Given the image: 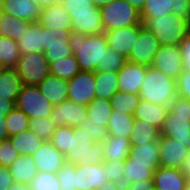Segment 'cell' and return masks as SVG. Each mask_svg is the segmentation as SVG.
<instances>
[{"mask_svg":"<svg viewBox=\"0 0 190 190\" xmlns=\"http://www.w3.org/2000/svg\"><path fill=\"white\" fill-rule=\"evenodd\" d=\"M69 45L81 71L96 72L99 67H103L104 53L108 48L105 33L85 35L72 31Z\"/></svg>","mask_w":190,"mask_h":190,"instance_id":"6da1fadb","label":"cell"},{"mask_svg":"<svg viewBox=\"0 0 190 190\" xmlns=\"http://www.w3.org/2000/svg\"><path fill=\"white\" fill-rule=\"evenodd\" d=\"M139 96L141 100L170 107L177 96L176 80L152 66H148Z\"/></svg>","mask_w":190,"mask_h":190,"instance_id":"7a4b0ae2","label":"cell"},{"mask_svg":"<svg viewBox=\"0 0 190 190\" xmlns=\"http://www.w3.org/2000/svg\"><path fill=\"white\" fill-rule=\"evenodd\" d=\"M141 20L161 46L179 45L190 32V23L172 13L161 17H141Z\"/></svg>","mask_w":190,"mask_h":190,"instance_id":"3957f363","label":"cell"},{"mask_svg":"<svg viewBox=\"0 0 190 190\" xmlns=\"http://www.w3.org/2000/svg\"><path fill=\"white\" fill-rule=\"evenodd\" d=\"M85 129L73 127L70 149L65 155L68 164H101L104 162V149L102 143L94 142Z\"/></svg>","mask_w":190,"mask_h":190,"instance_id":"277c9868","label":"cell"},{"mask_svg":"<svg viewBox=\"0 0 190 190\" xmlns=\"http://www.w3.org/2000/svg\"><path fill=\"white\" fill-rule=\"evenodd\" d=\"M103 29L111 31L142 23L140 12L126 0H113L100 8Z\"/></svg>","mask_w":190,"mask_h":190,"instance_id":"5b68a950","label":"cell"},{"mask_svg":"<svg viewBox=\"0 0 190 190\" xmlns=\"http://www.w3.org/2000/svg\"><path fill=\"white\" fill-rule=\"evenodd\" d=\"M16 70L23 85L38 86L51 74L50 64L44 56V52L21 54Z\"/></svg>","mask_w":190,"mask_h":190,"instance_id":"8992f818","label":"cell"},{"mask_svg":"<svg viewBox=\"0 0 190 190\" xmlns=\"http://www.w3.org/2000/svg\"><path fill=\"white\" fill-rule=\"evenodd\" d=\"M16 107L28 118H50L54 105L43 96L38 86L23 85L16 101Z\"/></svg>","mask_w":190,"mask_h":190,"instance_id":"52a82bcc","label":"cell"},{"mask_svg":"<svg viewBox=\"0 0 190 190\" xmlns=\"http://www.w3.org/2000/svg\"><path fill=\"white\" fill-rule=\"evenodd\" d=\"M72 30L43 27L44 56L49 64L73 54L69 45Z\"/></svg>","mask_w":190,"mask_h":190,"instance_id":"ba28073f","label":"cell"},{"mask_svg":"<svg viewBox=\"0 0 190 190\" xmlns=\"http://www.w3.org/2000/svg\"><path fill=\"white\" fill-rule=\"evenodd\" d=\"M68 83V100L87 106L95 98V72L80 71Z\"/></svg>","mask_w":190,"mask_h":190,"instance_id":"9c48e42d","label":"cell"},{"mask_svg":"<svg viewBox=\"0 0 190 190\" xmlns=\"http://www.w3.org/2000/svg\"><path fill=\"white\" fill-rule=\"evenodd\" d=\"M150 66L177 80L183 71L179 45L160 46Z\"/></svg>","mask_w":190,"mask_h":190,"instance_id":"30bf717a","label":"cell"},{"mask_svg":"<svg viewBox=\"0 0 190 190\" xmlns=\"http://www.w3.org/2000/svg\"><path fill=\"white\" fill-rule=\"evenodd\" d=\"M87 119V106L65 100L53 107L50 120L55 126L77 127Z\"/></svg>","mask_w":190,"mask_h":190,"instance_id":"8fae6325","label":"cell"},{"mask_svg":"<svg viewBox=\"0 0 190 190\" xmlns=\"http://www.w3.org/2000/svg\"><path fill=\"white\" fill-rule=\"evenodd\" d=\"M160 46L158 39L143 27L131 48L127 61L150 66Z\"/></svg>","mask_w":190,"mask_h":190,"instance_id":"7c38bea8","label":"cell"},{"mask_svg":"<svg viewBox=\"0 0 190 190\" xmlns=\"http://www.w3.org/2000/svg\"><path fill=\"white\" fill-rule=\"evenodd\" d=\"M177 139L160 136L159 162L160 167L180 169L187 158L189 149Z\"/></svg>","mask_w":190,"mask_h":190,"instance_id":"4fadbf2b","label":"cell"},{"mask_svg":"<svg viewBox=\"0 0 190 190\" xmlns=\"http://www.w3.org/2000/svg\"><path fill=\"white\" fill-rule=\"evenodd\" d=\"M143 27L144 25L141 23L136 26H125L120 29L105 31L108 47L128 59L131 48H133L136 43Z\"/></svg>","mask_w":190,"mask_h":190,"instance_id":"5bb4252c","label":"cell"},{"mask_svg":"<svg viewBox=\"0 0 190 190\" xmlns=\"http://www.w3.org/2000/svg\"><path fill=\"white\" fill-rule=\"evenodd\" d=\"M107 181H109V176L104 163L76 164L77 190H98Z\"/></svg>","mask_w":190,"mask_h":190,"instance_id":"9a60e30c","label":"cell"},{"mask_svg":"<svg viewBox=\"0 0 190 190\" xmlns=\"http://www.w3.org/2000/svg\"><path fill=\"white\" fill-rule=\"evenodd\" d=\"M30 156L38 172L57 173L66 163L65 156L50 141H44Z\"/></svg>","mask_w":190,"mask_h":190,"instance_id":"2e32d148","label":"cell"},{"mask_svg":"<svg viewBox=\"0 0 190 190\" xmlns=\"http://www.w3.org/2000/svg\"><path fill=\"white\" fill-rule=\"evenodd\" d=\"M147 67L144 64L126 61L123 67L117 72L118 90L139 94Z\"/></svg>","mask_w":190,"mask_h":190,"instance_id":"e0dca14e","label":"cell"},{"mask_svg":"<svg viewBox=\"0 0 190 190\" xmlns=\"http://www.w3.org/2000/svg\"><path fill=\"white\" fill-rule=\"evenodd\" d=\"M3 13L24 21L38 22L43 7L35 0H1Z\"/></svg>","mask_w":190,"mask_h":190,"instance_id":"ac0fdd59","label":"cell"},{"mask_svg":"<svg viewBox=\"0 0 190 190\" xmlns=\"http://www.w3.org/2000/svg\"><path fill=\"white\" fill-rule=\"evenodd\" d=\"M161 136L177 139L190 150V120L189 117L176 116V113L166 114L160 129Z\"/></svg>","mask_w":190,"mask_h":190,"instance_id":"d6986e66","label":"cell"},{"mask_svg":"<svg viewBox=\"0 0 190 190\" xmlns=\"http://www.w3.org/2000/svg\"><path fill=\"white\" fill-rule=\"evenodd\" d=\"M153 181L155 190H185L187 176L180 169L159 167Z\"/></svg>","mask_w":190,"mask_h":190,"instance_id":"ffe728a7","label":"cell"},{"mask_svg":"<svg viewBox=\"0 0 190 190\" xmlns=\"http://www.w3.org/2000/svg\"><path fill=\"white\" fill-rule=\"evenodd\" d=\"M131 164L149 165L154 172L160 167L159 140L143 145H131L129 157Z\"/></svg>","mask_w":190,"mask_h":190,"instance_id":"44dd1931","label":"cell"},{"mask_svg":"<svg viewBox=\"0 0 190 190\" xmlns=\"http://www.w3.org/2000/svg\"><path fill=\"white\" fill-rule=\"evenodd\" d=\"M38 23L42 27L71 30L70 14L64 9L61 2L44 7Z\"/></svg>","mask_w":190,"mask_h":190,"instance_id":"7402d4cb","label":"cell"},{"mask_svg":"<svg viewBox=\"0 0 190 190\" xmlns=\"http://www.w3.org/2000/svg\"><path fill=\"white\" fill-rule=\"evenodd\" d=\"M71 30L85 35L104 33L100 8L94 6V14L70 15Z\"/></svg>","mask_w":190,"mask_h":190,"instance_id":"603a6c76","label":"cell"},{"mask_svg":"<svg viewBox=\"0 0 190 190\" xmlns=\"http://www.w3.org/2000/svg\"><path fill=\"white\" fill-rule=\"evenodd\" d=\"M38 87L43 96H45L54 106L68 100L67 80L49 74Z\"/></svg>","mask_w":190,"mask_h":190,"instance_id":"cb8c5ba5","label":"cell"},{"mask_svg":"<svg viewBox=\"0 0 190 190\" xmlns=\"http://www.w3.org/2000/svg\"><path fill=\"white\" fill-rule=\"evenodd\" d=\"M17 43L21 54L44 52L43 27L38 22H31L27 26L24 36Z\"/></svg>","mask_w":190,"mask_h":190,"instance_id":"d4e9b609","label":"cell"},{"mask_svg":"<svg viewBox=\"0 0 190 190\" xmlns=\"http://www.w3.org/2000/svg\"><path fill=\"white\" fill-rule=\"evenodd\" d=\"M104 161H124L129 157L130 140L124 136H109L102 143Z\"/></svg>","mask_w":190,"mask_h":190,"instance_id":"484cf974","label":"cell"},{"mask_svg":"<svg viewBox=\"0 0 190 190\" xmlns=\"http://www.w3.org/2000/svg\"><path fill=\"white\" fill-rule=\"evenodd\" d=\"M168 110L169 107L141 100L133 114V117L135 119L145 120L161 129Z\"/></svg>","mask_w":190,"mask_h":190,"instance_id":"4316f807","label":"cell"},{"mask_svg":"<svg viewBox=\"0 0 190 190\" xmlns=\"http://www.w3.org/2000/svg\"><path fill=\"white\" fill-rule=\"evenodd\" d=\"M10 173L15 182L29 184L38 173L37 166L30 155H19L9 166Z\"/></svg>","mask_w":190,"mask_h":190,"instance_id":"83f0119b","label":"cell"},{"mask_svg":"<svg viewBox=\"0 0 190 190\" xmlns=\"http://www.w3.org/2000/svg\"><path fill=\"white\" fill-rule=\"evenodd\" d=\"M22 86L16 68H6L0 75V98L16 103Z\"/></svg>","mask_w":190,"mask_h":190,"instance_id":"f1b7e54d","label":"cell"},{"mask_svg":"<svg viewBox=\"0 0 190 190\" xmlns=\"http://www.w3.org/2000/svg\"><path fill=\"white\" fill-rule=\"evenodd\" d=\"M160 129L141 119L134 118L133 129L129 137L131 145H143L160 139Z\"/></svg>","mask_w":190,"mask_h":190,"instance_id":"f546056e","label":"cell"},{"mask_svg":"<svg viewBox=\"0 0 190 190\" xmlns=\"http://www.w3.org/2000/svg\"><path fill=\"white\" fill-rule=\"evenodd\" d=\"M134 117L123 111L113 110L108 120L107 133L109 136H124L129 138L133 129Z\"/></svg>","mask_w":190,"mask_h":190,"instance_id":"4dcf8cb0","label":"cell"},{"mask_svg":"<svg viewBox=\"0 0 190 190\" xmlns=\"http://www.w3.org/2000/svg\"><path fill=\"white\" fill-rule=\"evenodd\" d=\"M95 98L110 100L118 90L117 72H95Z\"/></svg>","mask_w":190,"mask_h":190,"instance_id":"1f68e13d","label":"cell"},{"mask_svg":"<svg viewBox=\"0 0 190 190\" xmlns=\"http://www.w3.org/2000/svg\"><path fill=\"white\" fill-rule=\"evenodd\" d=\"M10 142L20 155H31L44 142L32 130H26L9 137Z\"/></svg>","mask_w":190,"mask_h":190,"instance_id":"d6a6232c","label":"cell"},{"mask_svg":"<svg viewBox=\"0 0 190 190\" xmlns=\"http://www.w3.org/2000/svg\"><path fill=\"white\" fill-rule=\"evenodd\" d=\"M112 112L110 100L94 98L87 105V118L91 119L92 123L102 125L105 128L108 126Z\"/></svg>","mask_w":190,"mask_h":190,"instance_id":"836d02e7","label":"cell"},{"mask_svg":"<svg viewBox=\"0 0 190 190\" xmlns=\"http://www.w3.org/2000/svg\"><path fill=\"white\" fill-rule=\"evenodd\" d=\"M31 22L16 19L9 14L0 16V35L14 39L16 42L24 36L27 26Z\"/></svg>","mask_w":190,"mask_h":190,"instance_id":"e575fe53","label":"cell"},{"mask_svg":"<svg viewBox=\"0 0 190 190\" xmlns=\"http://www.w3.org/2000/svg\"><path fill=\"white\" fill-rule=\"evenodd\" d=\"M50 70L52 75L67 81L81 71L74 54L50 63Z\"/></svg>","mask_w":190,"mask_h":190,"instance_id":"d590c367","label":"cell"},{"mask_svg":"<svg viewBox=\"0 0 190 190\" xmlns=\"http://www.w3.org/2000/svg\"><path fill=\"white\" fill-rule=\"evenodd\" d=\"M20 57L18 43L14 39L0 35V62L6 68H16Z\"/></svg>","mask_w":190,"mask_h":190,"instance_id":"8d00e7d4","label":"cell"},{"mask_svg":"<svg viewBox=\"0 0 190 190\" xmlns=\"http://www.w3.org/2000/svg\"><path fill=\"white\" fill-rule=\"evenodd\" d=\"M113 110L134 114L138 104L141 102L139 94L117 91L110 99Z\"/></svg>","mask_w":190,"mask_h":190,"instance_id":"74e56055","label":"cell"},{"mask_svg":"<svg viewBox=\"0 0 190 190\" xmlns=\"http://www.w3.org/2000/svg\"><path fill=\"white\" fill-rule=\"evenodd\" d=\"M154 171L150 170L149 165L131 164L129 158L124 160V181L126 186L134 181L153 179Z\"/></svg>","mask_w":190,"mask_h":190,"instance_id":"f35d334b","label":"cell"},{"mask_svg":"<svg viewBox=\"0 0 190 190\" xmlns=\"http://www.w3.org/2000/svg\"><path fill=\"white\" fill-rule=\"evenodd\" d=\"M29 118L25 112L15 107L6 115V129L8 136L19 134L29 129Z\"/></svg>","mask_w":190,"mask_h":190,"instance_id":"ab89813d","label":"cell"},{"mask_svg":"<svg viewBox=\"0 0 190 190\" xmlns=\"http://www.w3.org/2000/svg\"><path fill=\"white\" fill-rule=\"evenodd\" d=\"M173 0H145L140 17H161L172 13Z\"/></svg>","mask_w":190,"mask_h":190,"instance_id":"60d3db41","label":"cell"},{"mask_svg":"<svg viewBox=\"0 0 190 190\" xmlns=\"http://www.w3.org/2000/svg\"><path fill=\"white\" fill-rule=\"evenodd\" d=\"M31 190H61L57 173L38 172L29 183Z\"/></svg>","mask_w":190,"mask_h":190,"instance_id":"b9f144b4","label":"cell"},{"mask_svg":"<svg viewBox=\"0 0 190 190\" xmlns=\"http://www.w3.org/2000/svg\"><path fill=\"white\" fill-rule=\"evenodd\" d=\"M71 135H73V127L57 126L50 142L65 156L70 149Z\"/></svg>","mask_w":190,"mask_h":190,"instance_id":"7bdbcfd3","label":"cell"},{"mask_svg":"<svg viewBox=\"0 0 190 190\" xmlns=\"http://www.w3.org/2000/svg\"><path fill=\"white\" fill-rule=\"evenodd\" d=\"M57 126L50 118L35 117L29 120V130H32L44 141H50Z\"/></svg>","mask_w":190,"mask_h":190,"instance_id":"ee69618b","label":"cell"},{"mask_svg":"<svg viewBox=\"0 0 190 190\" xmlns=\"http://www.w3.org/2000/svg\"><path fill=\"white\" fill-rule=\"evenodd\" d=\"M57 178L61 190H77L76 164L65 163L57 172Z\"/></svg>","mask_w":190,"mask_h":190,"instance_id":"f6af8a7d","label":"cell"},{"mask_svg":"<svg viewBox=\"0 0 190 190\" xmlns=\"http://www.w3.org/2000/svg\"><path fill=\"white\" fill-rule=\"evenodd\" d=\"M126 61L125 57L108 47L104 53L103 67H99L96 72H118Z\"/></svg>","mask_w":190,"mask_h":190,"instance_id":"bcb514c9","label":"cell"},{"mask_svg":"<svg viewBox=\"0 0 190 190\" xmlns=\"http://www.w3.org/2000/svg\"><path fill=\"white\" fill-rule=\"evenodd\" d=\"M61 4L70 15L94 14L92 0H61Z\"/></svg>","mask_w":190,"mask_h":190,"instance_id":"7dc6e473","label":"cell"},{"mask_svg":"<svg viewBox=\"0 0 190 190\" xmlns=\"http://www.w3.org/2000/svg\"><path fill=\"white\" fill-rule=\"evenodd\" d=\"M80 128L85 129L94 142L103 143L108 137L107 129L102 125L92 123L91 119L87 118L81 125Z\"/></svg>","mask_w":190,"mask_h":190,"instance_id":"c3c4849f","label":"cell"},{"mask_svg":"<svg viewBox=\"0 0 190 190\" xmlns=\"http://www.w3.org/2000/svg\"><path fill=\"white\" fill-rule=\"evenodd\" d=\"M104 166L108 172L109 181L123 184L124 181V161H104Z\"/></svg>","mask_w":190,"mask_h":190,"instance_id":"681fc988","label":"cell"},{"mask_svg":"<svg viewBox=\"0 0 190 190\" xmlns=\"http://www.w3.org/2000/svg\"><path fill=\"white\" fill-rule=\"evenodd\" d=\"M19 155L10 140H5L0 148V166L9 167Z\"/></svg>","mask_w":190,"mask_h":190,"instance_id":"f907efd6","label":"cell"},{"mask_svg":"<svg viewBox=\"0 0 190 190\" xmlns=\"http://www.w3.org/2000/svg\"><path fill=\"white\" fill-rule=\"evenodd\" d=\"M168 111L176 113V116L189 117L190 120V100L176 96Z\"/></svg>","mask_w":190,"mask_h":190,"instance_id":"816d5d0a","label":"cell"},{"mask_svg":"<svg viewBox=\"0 0 190 190\" xmlns=\"http://www.w3.org/2000/svg\"><path fill=\"white\" fill-rule=\"evenodd\" d=\"M177 96L190 100V71L183 70L176 80Z\"/></svg>","mask_w":190,"mask_h":190,"instance_id":"f5cc1de1","label":"cell"},{"mask_svg":"<svg viewBox=\"0 0 190 190\" xmlns=\"http://www.w3.org/2000/svg\"><path fill=\"white\" fill-rule=\"evenodd\" d=\"M172 14L190 23V0H173Z\"/></svg>","mask_w":190,"mask_h":190,"instance_id":"db71d44e","label":"cell"},{"mask_svg":"<svg viewBox=\"0 0 190 190\" xmlns=\"http://www.w3.org/2000/svg\"><path fill=\"white\" fill-rule=\"evenodd\" d=\"M182 57V68L185 71H190V32L185 36L179 44Z\"/></svg>","mask_w":190,"mask_h":190,"instance_id":"11a10c76","label":"cell"},{"mask_svg":"<svg viewBox=\"0 0 190 190\" xmlns=\"http://www.w3.org/2000/svg\"><path fill=\"white\" fill-rule=\"evenodd\" d=\"M123 190H155L153 179L134 181L123 187Z\"/></svg>","mask_w":190,"mask_h":190,"instance_id":"9f6ffc18","label":"cell"},{"mask_svg":"<svg viewBox=\"0 0 190 190\" xmlns=\"http://www.w3.org/2000/svg\"><path fill=\"white\" fill-rule=\"evenodd\" d=\"M13 182L9 167L0 166V190H7Z\"/></svg>","mask_w":190,"mask_h":190,"instance_id":"6f0895ef","label":"cell"},{"mask_svg":"<svg viewBox=\"0 0 190 190\" xmlns=\"http://www.w3.org/2000/svg\"><path fill=\"white\" fill-rule=\"evenodd\" d=\"M15 107L16 103L14 101H9L4 98H0V117H5Z\"/></svg>","mask_w":190,"mask_h":190,"instance_id":"680465c9","label":"cell"},{"mask_svg":"<svg viewBox=\"0 0 190 190\" xmlns=\"http://www.w3.org/2000/svg\"><path fill=\"white\" fill-rule=\"evenodd\" d=\"M123 184L107 181L104 185L98 188V190H123Z\"/></svg>","mask_w":190,"mask_h":190,"instance_id":"91938a15","label":"cell"},{"mask_svg":"<svg viewBox=\"0 0 190 190\" xmlns=\"http://www.w3.org/2000/svg\"><path fill=\"white\" fill-rule=\"evenodd\" d=\"M8 132L6 129V116L0 117V140H8Z\"/></svg>","mask_w":190,"mask_h":190,"instance_id":"94428289","label":"cell"},{"mask_svg":"<svg viewBox=\"0 0 190 190\" xmlns=\"http://www.w3.org/2000/svg\"><path fill=\"white\" fill-rule=\"evenodd\" d=\"M180 170L187 176V182L190 184V151Z\"/></svg>","mask_w":190,"mask_h":190,"instance_id":"6125c7cd","label":"cell"},{"mask_svg":"<svg viewBox=\"0 0 190 190\" xmlns=\"http://www.w3.org/2000/svg\"><path fill=\"white\" fill-rule=\"evenodd\" d=\"M7 190H31L29 184L22 182H13Z\"/></svg>","mask_w":190,"mask_h":190,"instance_id":"be15d7a7","label":"cell"},{"mask_svg":"<svg viewBox=\"0 0 190 190\" xmlns=\"http://www.w3.org/2000/svg\"><path fill=\"white\" fill-rule=\"evenodd\" d=\"M126 1L129 2L139 12L142 10L145 4V0H126Z\"/></svg>","mask_w":190,"mask_h":190,"instance_id":"e7e4bbea","label":"cell"},{"mask_svg":"<svg viewBox=\"0 0 190 190\" xmlns=\"http://www.w3.org/2000/svg\"><path fill=\"white\" fill-rule=\"evenodd\" d=\"M35 1L39 3L43 8L61 2V0H35Z\"/></svg>","mask_w":190,"mask_h":190,"instance_id":"03108f58","label":"cell"},{"mask_svg":"<svg viewBox=\"0 0 190 190\" xmlns=\"http://www.w3.org/2000/svg\"><path fill=\"white\" fill-rule=\"evenodd\" d=\"M113 0H92L94 6L101 8L102 6H105L112 2Z\"/></svg>","mask_w":190,"mask_h":190,"instance_id":"003e7915","label":"cell"},{"mask_svg":"<svg viewBox=\"0 0 190 190\" xmlns=\"http://www.w3.org/2000/svg\"><path fill=\"white\" fill-rule=\"evenodd\" d=\"M6 67L0 62V75L4 72Z\"/></svg>","mask_w":190,"mask_h":190,"instance_id":"a7ac6f4b","label":"cell"},{"mask_svg":"<svg viewBox=\"0 0 190 190\" xmlns=\"http://www.w3.org/2000/svg\"><path fill=\"white\" fill-rule=\"evenodd\" d=\"M185 190H190V184L188 182L186 183Z\"/></svg>","mask_w":190,"mask_h":190,"instance_id":"89a4df30","label":"cell"},{"mask_svg":"<svg viewBox=\"0 0 190 190\" xmlns=\"http://www.w3.org/2000/svg\"><path fill=\"white\" fill-rule=\"evenodd\" d=\"M3 11H2V6H1V0H0V16L2 15Z\"/></svg>","mask_w":190,"mask_h":190,"instance_id":"2644e50d","label":"cell"},{"mask_svg":"<svg viewBox=\"0 0 190 190\" xmlns=\"http://www.w3.org/2000/svg\"><path fill=\"white\" fill-rule=\"evenodd\" d=\"M4 140H0V148L2 147Z\"/></svg>","mask_w":190,"mask_h":190,"instance_id":"8c879c8a","label":"cell"}]
</instances>
